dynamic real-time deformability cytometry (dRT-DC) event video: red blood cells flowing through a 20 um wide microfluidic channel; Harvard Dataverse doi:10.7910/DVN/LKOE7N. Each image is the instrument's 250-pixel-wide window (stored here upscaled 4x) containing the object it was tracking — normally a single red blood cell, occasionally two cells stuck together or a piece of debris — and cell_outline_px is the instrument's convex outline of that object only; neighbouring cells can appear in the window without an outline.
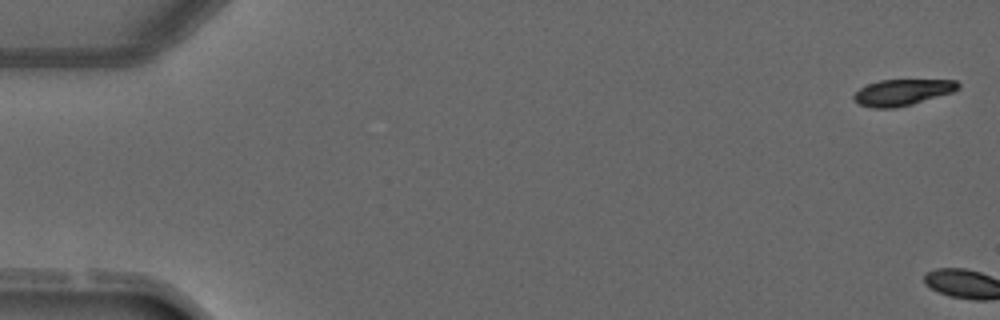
{"species": "common noctule bat (a hibernating species)", "species_latin": "Nyctalus noctula", "temperature_condition": "warm", "stored_images_in_passage": 5, "camera_frame_rate_fps": 3000, "um_per_image_px": 0.085, "animal": {"sex": "male", "forearm_length_mm": 52.5}, "frame": {"image": 1, "passage_image": 1, "time_ms": 0.0, "image_size_px": [1000, 320], "cell_outline_px": [[960, 88], [952, 92], [912, 104], [896, 108], [872, 108], [860, 104], [852, 96], [860, 88], [868, 84], [880, 80], [956, 80], [960, 84]], "centroid_in_image_um": [76.71, 7.84], "position_along_channel_um": 8.3, "area_um2": 15.78}}